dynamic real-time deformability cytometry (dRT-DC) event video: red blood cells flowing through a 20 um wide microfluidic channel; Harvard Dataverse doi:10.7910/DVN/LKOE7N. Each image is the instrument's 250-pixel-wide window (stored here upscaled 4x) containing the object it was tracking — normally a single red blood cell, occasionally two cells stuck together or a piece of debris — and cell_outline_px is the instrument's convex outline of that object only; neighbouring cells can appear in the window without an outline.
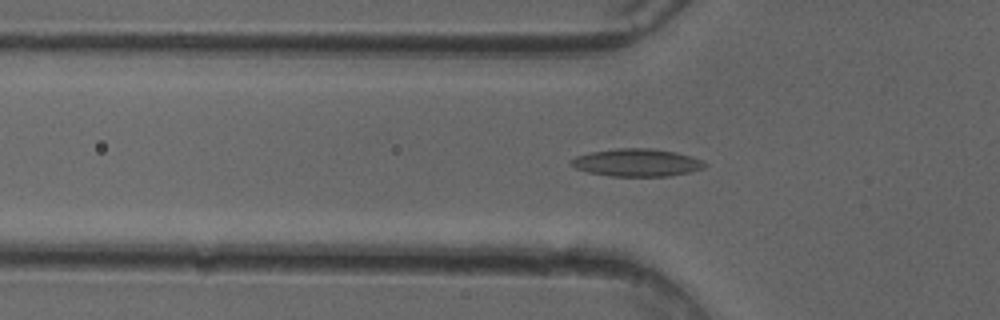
{"species": "common noctule bat (a hibernating species)", "species_latin": "Nyctalus noctula", "temperature_condition": "cold", "stored_images_in_passage": 45, "camera_frame_rate_fps": 3000, "um_per_image_px": 0.085, "animal": {"sex": "female"}, "frame": {"image": 1, "passage_image": 13, "time_ms": 4.0, "image_size_px": [1000, 320], "cell_outline_px": [[708, 164], [704, 168], [688, 172], [668, 176], [612, 176], [588, 172], [576, 168], [568, 164], [568, 160], [576, 156], [592, 152], [616, 148], [652, 148], [676, 152], [692, 156]], "centroid_in_image_um": [54.11, 13.81], "position_along_channel_um": 71.7, "area_um2": 21.56}}
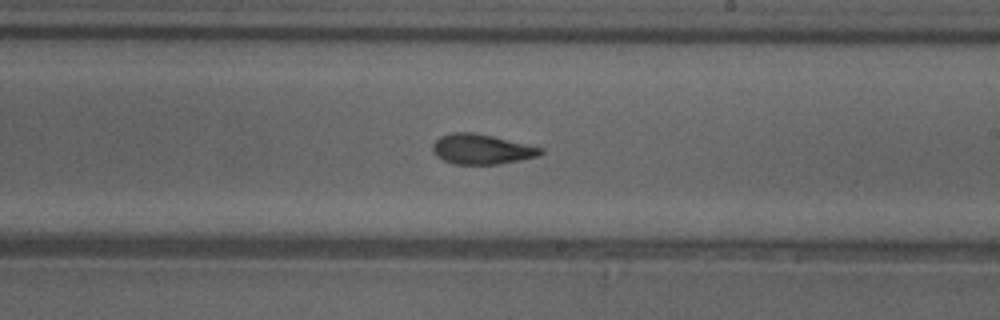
{"frame": {"image": 2, "passage_image": 26, "time_ms": 8.333, "image_size_px": [1000, 320], "cell_outline_px": [[544, 152], [540, 156], [500, 164], [452, 164], [436, 156], [432, 148], [432, 144], [440, 136], [452, 132], [472, 132], [492, 136], [544, 148]], "centroid_in_image_um": [40.94, 12.68], "position_along_channel_um": 248.1, "area_um2": 18.96}}
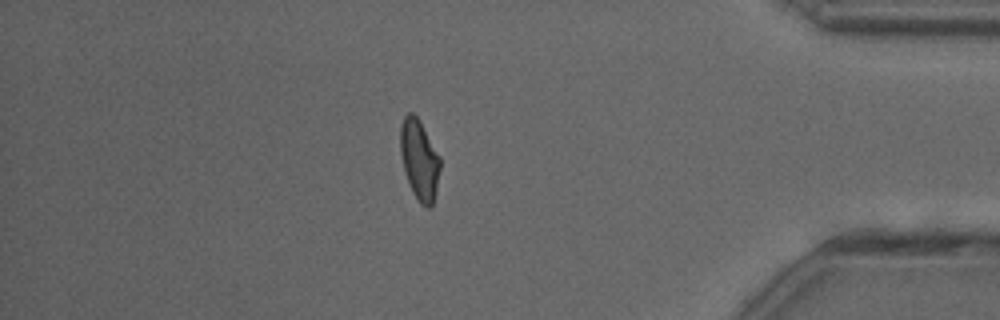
{"frame": {"image": 3, "passage_image": 40, "time_ms": 13.0, "image_size_px": [1000, 320], "cell_outline_px": [[440, 168], [436, 192], [432, 204], [428, 208], [424, 208], [420, 204], [412, 192], [404, 172], [400, 152], [400, 124], [404, 116], [408, 112], [412, 112], [420, 120], [440, 156]], "centroid_in_image_um": [35.63, 13.57], "position_along_channel_um": 399.6, "area_um2": 18.84}}